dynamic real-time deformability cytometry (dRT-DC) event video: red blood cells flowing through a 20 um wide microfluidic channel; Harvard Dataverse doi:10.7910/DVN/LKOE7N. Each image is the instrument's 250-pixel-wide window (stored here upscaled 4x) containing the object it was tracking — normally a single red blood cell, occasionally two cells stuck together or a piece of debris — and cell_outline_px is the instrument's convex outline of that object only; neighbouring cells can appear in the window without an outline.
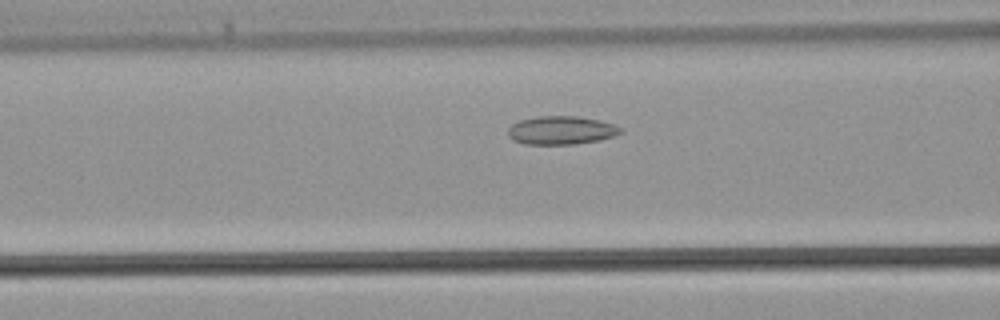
{"species": "common noctule bat (a hibernating species)", "species_latin": "Nyctalus noctula", "temperature_condition": "warm", "stored_images_in_passage": 35, "camera_frame_rate_fps": 3000, "um_per_image_px": 0.085, "animal": {"sex": "male", "body_mass_g": 21.5, "forearm_length_mm": 52.0}, "frame": {"image": 1, "passage_image": 10, "time_ms": 3.0, "image_size_px": [1000, 320], "cell_outline_px": [[620, 132], [612, 136], [600, 140], [572, 144], [524, 144], [512, 140], [508, 136], [508, 128], [512, 124], [520, 120], [536, 116], [576, 116], [600, 120], [612, 124], [620, 128]], "centroid_in_image_um": [47.64, 11.07], "position_along_channel_um": 119.0, "area_um2": 18.5}}
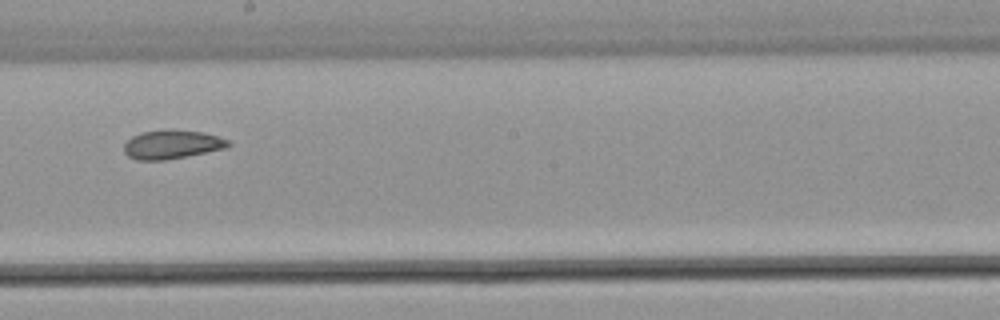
{"frame": {"image": 2, "passage_image": 17, "time_ms": 5.333, "image_size_px": [1000, 320], "cell_outline_px": [[232, 144], [224, 148], [164, 160], [136, 160], [128, 156], [124, 152], [124, 144], [132, 136], [140, 132], [204, 132], [228, 140]], "centroid_in_image_um": [14.57, 12.31], "position_along_channel_um": 233.6, "area_um2": 16.59}}
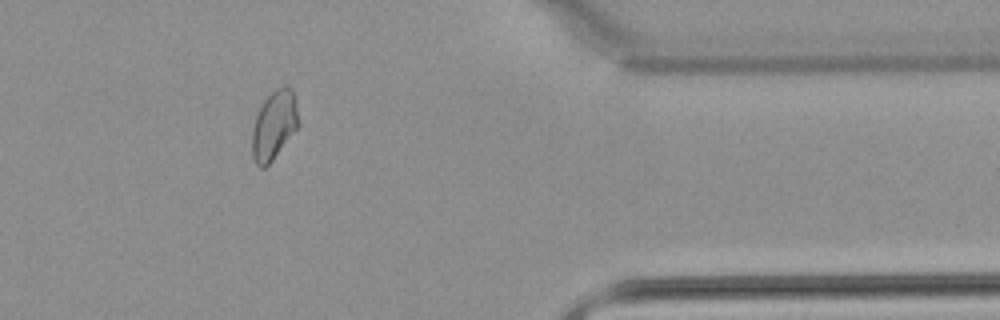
{"frame": {"image": 3, "passage_image": 28, "time_ms": 9.0, "image_size_px": [1000, 320], "cell_outline_px": [[300, 124], [272, 160], [264, 168], [260, 168], [256, 164], [252, 156], [252, 132], [256, 116], [264, 100], [276, 88], [284, 84], [292, 88], [296, 100]], "centroid_in_image_um": [23.31, 10.61], "position_along_channel_um": 388.1, "area_um2": 18.61}}